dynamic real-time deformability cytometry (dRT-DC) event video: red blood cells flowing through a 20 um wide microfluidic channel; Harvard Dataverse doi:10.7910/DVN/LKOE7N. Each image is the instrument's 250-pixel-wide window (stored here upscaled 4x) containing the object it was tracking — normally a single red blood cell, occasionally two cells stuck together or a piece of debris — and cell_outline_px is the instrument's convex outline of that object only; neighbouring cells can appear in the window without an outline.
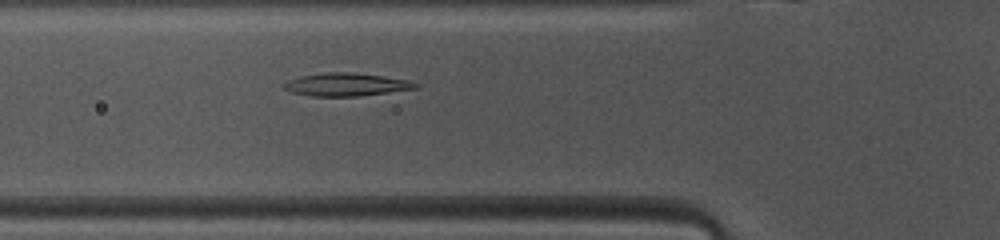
{"species": "common noctule bat (a hibernating species)", "species_latin": "Nyctalus noctula", "temperature_condition": "warm", "stored_images_in_passage": 25, "camera_frame_rate_fps": 3000, "um_per_image_px": 0.085, "animal": {"sex": "female", "body_mass_g": 10.0, "forearm_length_mm": 53.1}, "frame": {"image": 1, "passage_image": 15, "time_ms": 4.667, "image_size_px": [1000, 240], "cell_outline_px": [[420, 84], [416, 88], [360, 96], [312, 96], [292, 92], [284, 88], [284, 84], [288, 80], [300, 76], [324, 72], [348, 72], [380, 76], [408, 80]], "centroid_in_image_um": [29.41, 7.18], "position_along_channel_um": 96.4, "area_um2": 17.34}}
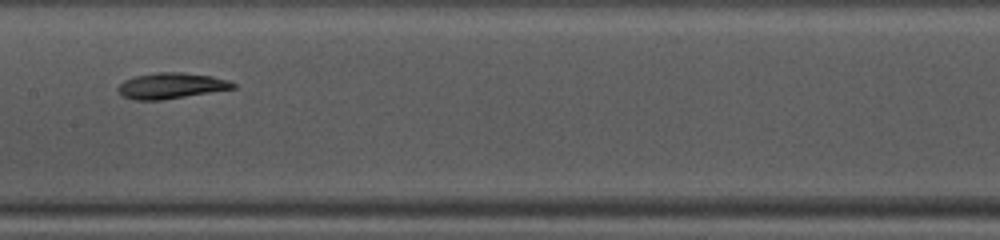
{"frame": {"image": 2, "passage_image": 22, "time_ms": 7.0, "image_size_px": [1000, 240], "cell_outline_px": [[236, 88], [160, 100], [136, 100], [124, 96], [116, 88], [124, 80], [136, 76], [156, 72], [180, 72], [212, 76], [228, 80], [236, 84]], "centroid_in_image_um": [14.55, 7.28], "position_along_channel_um": 192.8, "area_um2": 17.11}}
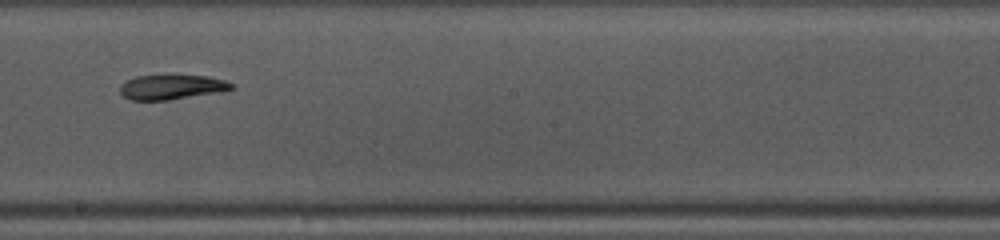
{"frame": {"image": 3, "passage_image": 25, "time_ms": 8.0, "image_size_px": [1000, 240], "cell_outline_px": [[236, 88], [220, 92], [168, 100], [132, 100], [124, 96], [120, 92], [120, 84], [136, 76], [160, 72], [172, 72], [208, 76], [224, 80], [232, 84]], "centroid_in_image_um": [14.59, 7.33], "position_along_channel_um": 233.6, "area_um2": 17.05}}